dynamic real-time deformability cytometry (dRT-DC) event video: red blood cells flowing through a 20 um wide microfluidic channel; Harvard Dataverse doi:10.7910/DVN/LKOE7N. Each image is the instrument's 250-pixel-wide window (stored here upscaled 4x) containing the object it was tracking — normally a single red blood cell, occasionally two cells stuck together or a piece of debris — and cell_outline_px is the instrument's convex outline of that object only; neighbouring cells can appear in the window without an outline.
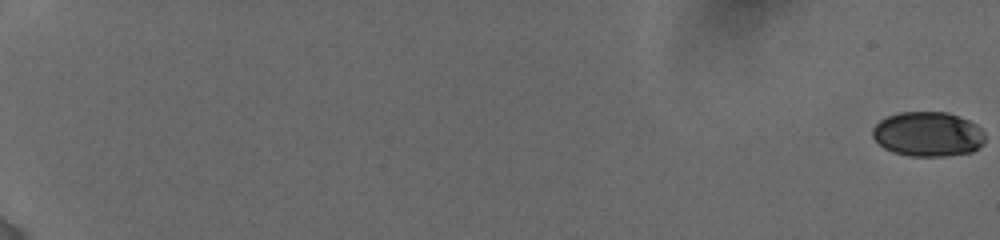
{"species": "human", "species_latin": "Homo sapiens", "temperature_condition": "cold", "stored_images_in_passage": 26, "camera_frame_rate_fps": 3000, "um_per_image_px": 0.085, "donor": {"sex": "female"}, "frame": {"image": 1, "passage_image": 1, "time_ms": 0.0, "image_size_px": [1000, 240], "cell_outline_px": [[984, 144], [980, 148], [972, 152], [944, 156], [908, 156], [892, 152], [884, 148], [872, 136], [872, 128], [880, 120], [888, 116], [900, 112], [948, 112], [968, 120], [976, 124], [984, 132]], "centroid_in_image_um": [78.88, 11.41], "position_along_channel_um": 6.1, "area_um2": 29.48}}
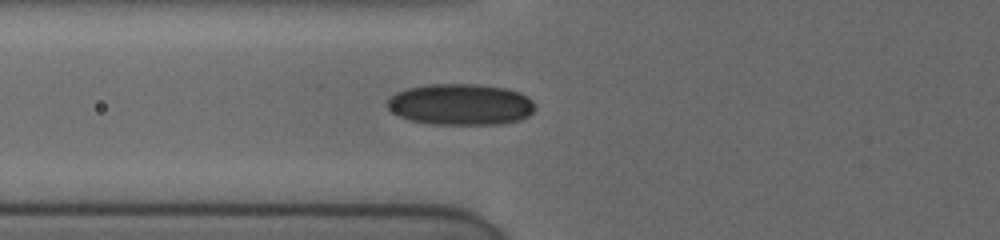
{"frame": {"image": 2, "passage_image": 22, "time_ms": 8.333, "image_size_px": [1000, 240], "cell_outline_px": [[536, 108], [528, 116], [520, 120], [500, 124], [432, 124], [412, 120], [400, 116], [392, 112], [388, 108], [388, 100], [396, 92], [408, 88], [428, 84], [476, 84], [504, 88], [520, 92], [528, 96], [532, 100]], "centroid_in_image_um": [39.18, 8.87], "position_along_channel_um": 86.6, "area_um2": 35.49}}
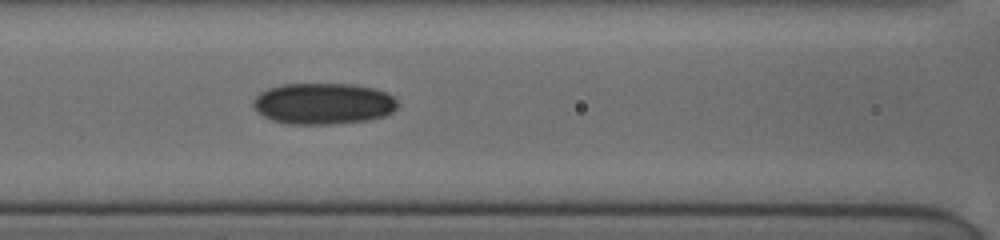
{"frame": {"image": 3, "passage_image": 26, "time_ms": 9.667, "image_size_px": [1000, 240], "cell_outline_px": [[396, 108], [392, 112], [384, 116], [368, 120], [332, 124], [288, 124], [272, 120], [264, 116], [252, 104], [252, 100], [260, 92], [268, 88], [280, 84], [356, 84], [376, 88], [388, 92], [396, 100]], "centroid_in_image_um": [27.49, 8.8], "position_along_channel_um": 139.1, "area_um2": 34.91}}